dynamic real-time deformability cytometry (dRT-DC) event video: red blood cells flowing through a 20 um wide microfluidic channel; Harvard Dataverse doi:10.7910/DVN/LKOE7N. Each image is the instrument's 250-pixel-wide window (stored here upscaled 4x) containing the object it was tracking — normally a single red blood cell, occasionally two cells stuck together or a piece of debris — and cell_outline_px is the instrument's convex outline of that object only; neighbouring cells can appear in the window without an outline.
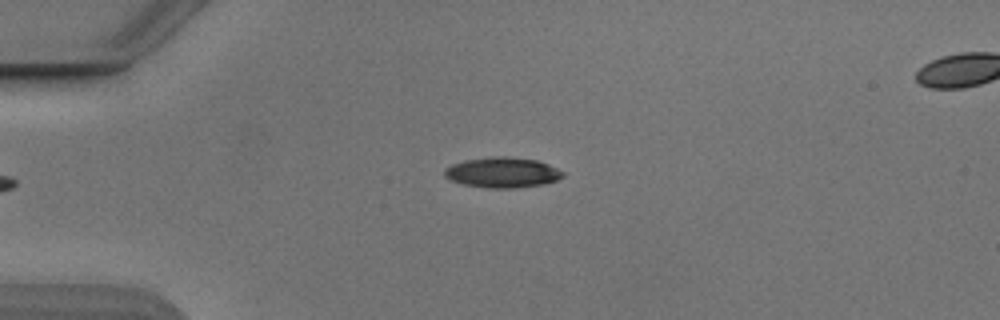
{"species": "Egyptian fruit bat (a non-hibernating species)", "species_latin": "Rousettus aegyptiacus", "temperature_condition": "cold", "stored_images_in_passage": 41, "camera_frame_rate_fps": 3000, "um_per_image_px": 0.085, "animal": {"sex": "male"}, "frame": {"image": 1, "passage_image": 1, "time_ms": 0.0, "image_size_px": [1000, 320], "cell_outline_px": [[564, 176], [556, 180], [544, 184], [516, 188], [488, 188], [464, 184], [452, 180], [444, 176], [444, 168], [452, 164], [464, 160], [492, 156], [508, 156], [536, 160], [548, 164], [564, 172]], "centroid_in_image_um": [42.7, 14.65], "position_along_channel_um": 42.3, "area_um2": 20.98}}
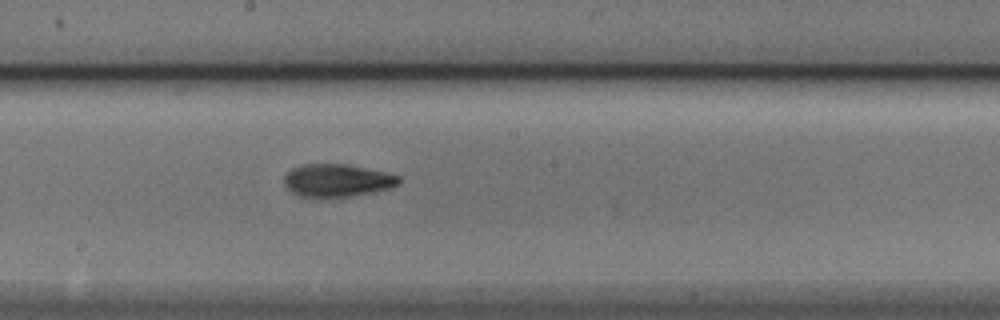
{"frame": {"image": 2, "passage_image": 17, "time_ms": 5.333, "image_size_px": [1000, 320], "cell_outline_px": [[400, 184], [392, 188], [352, 196], [328, 200], [300, 196], [292, 192], [284, 184], [284, 176], [292, 168], [304, 164], [348, 164], [384, 172], [400, 176]], "centroid_in_image_um": [28.65, 15.37], "position_along_channel_um": 219.6, "area_um2": 22.43}}
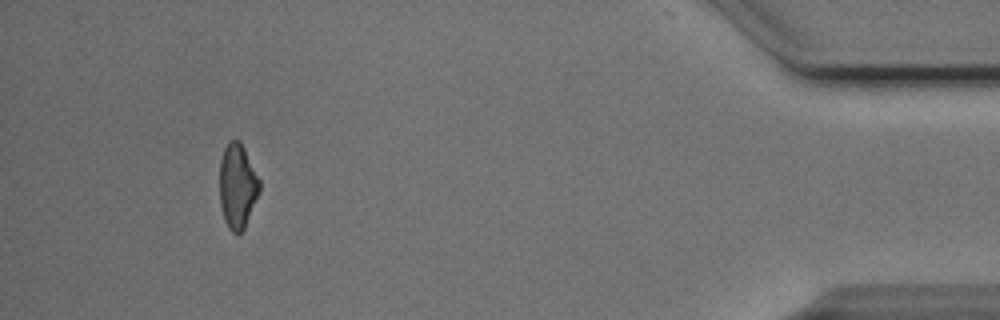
{"frame": {"image": 3, "passage_image": 37, "time_ms": 12.0, "image_size_px": [1000, 320], "cell_outline_px": [[260, 192], [244, 228], [236, 236], [228, 228], [224, 220], [220, 204], [220, 160], [224, 148], [228, 140], [240, 140], [260, 180]], "centroid_in_image_um": [20.18, 15.82], "position_along_channel_um": 415.0, "area_um2": 19.83}, "authors_computed_cell_mechanics": {"area_um2": 20.9814, "velocity_mm_per_s": 3.8821, "shape_relaxation_time_tau1_ms": 3.5546, "shape_relaxation_time_tau2_ms": 4.4498, "deformation_change_tau1": 0.1511, "deformation_change_tau2": 0.112}}